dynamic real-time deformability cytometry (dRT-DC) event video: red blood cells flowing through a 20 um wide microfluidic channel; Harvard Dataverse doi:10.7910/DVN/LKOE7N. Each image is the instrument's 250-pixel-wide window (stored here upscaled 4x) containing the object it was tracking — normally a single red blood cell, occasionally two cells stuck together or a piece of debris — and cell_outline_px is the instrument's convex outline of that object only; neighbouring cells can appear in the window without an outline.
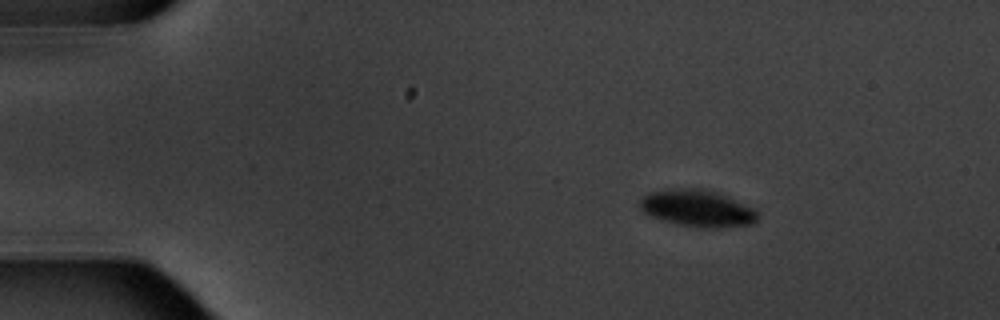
{"species": "common noctule bat (a hibernating species)", "species_latin": "Nyctalus noctula", "temperature_condition": "warm", "stored_images_in_passage": 5, "camera_frame_rate_fps": 3000, "um_per_image_px": 0.085, "animal": {"sex": "male", "body_mass_g": 20.1, "forearm_length_mm": 53.5}, "frame": {"image": 1, "passage_image": 2, "time_ms": 1.0, "image_size_px": [1000, 320], "cell_outline_px": [[756, 220], [752, 224], [720, 228], [700, 228], [676, 224], [652, 216], [644, 212], [640, 208], [640, 200], [644, 196], [652, 192], [680, 188], [700, 188], [720, 192], [756, 212]], "centroid_in_image_um": [59.25, 17.71], "position_along_channel_um": 25.7, "area_um2": 24.85}}
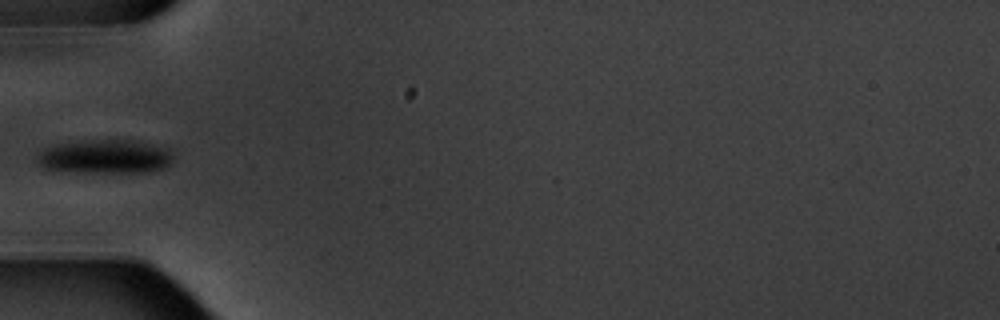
{"frame": {"image": 2, "passage_image": 5, "time_ms": 4.667, "image_size_px": [1000, 320], "cell_outline_px": [[172, 160], [164, 168], [148, 172], [76, 172], [40, 168], [36, 160], [36, 152], [44, 148], [60, 144], [96, 140], [136, 140], [168, 148], [172, 156]], "centroid_in_image_um": [8.9, 13.32], "position_along_channel_um": 76.1, "area_um2": 26.93}}